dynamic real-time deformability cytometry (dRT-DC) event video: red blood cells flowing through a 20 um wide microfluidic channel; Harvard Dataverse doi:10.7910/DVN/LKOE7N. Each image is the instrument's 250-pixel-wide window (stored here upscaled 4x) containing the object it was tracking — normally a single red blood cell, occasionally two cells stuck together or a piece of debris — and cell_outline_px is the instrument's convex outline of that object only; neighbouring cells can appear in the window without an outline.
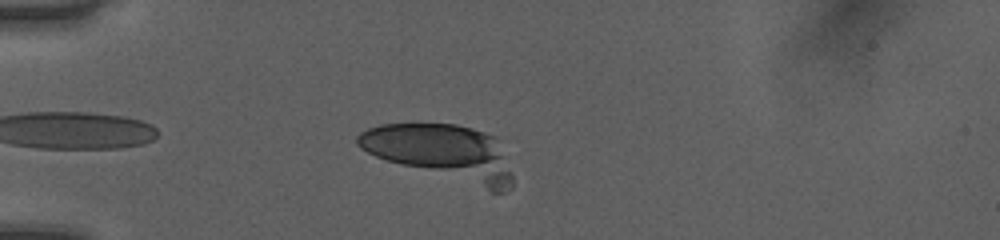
{"species": "human", "species_latin": "Homo sapiens", "temperature_condition": "room temperature", "stored_images_in_passage": 11, "camera_frame_rate_fps": 3000, "um_per_image_px": 0.085, "donor": {"sex": "female"}, "frame": {"image": 1, "passage_image": 8, "time_ms": 2.333, "image_size_px": [1000, 240], "cell_outline_px": [[512, 188], [504, 192], [492, 192], [388, 160], [376, 156], [360, 148], [356, 144], [356, 136], [360, 132], [368, 128], [380, 124], [456, 124], [472, 128], [496, 136], [512, 176]], "centroid_in_image_um": [37.58, 12.95], "position_along_channel_um": 47.4, "area_um2": 49.48}}